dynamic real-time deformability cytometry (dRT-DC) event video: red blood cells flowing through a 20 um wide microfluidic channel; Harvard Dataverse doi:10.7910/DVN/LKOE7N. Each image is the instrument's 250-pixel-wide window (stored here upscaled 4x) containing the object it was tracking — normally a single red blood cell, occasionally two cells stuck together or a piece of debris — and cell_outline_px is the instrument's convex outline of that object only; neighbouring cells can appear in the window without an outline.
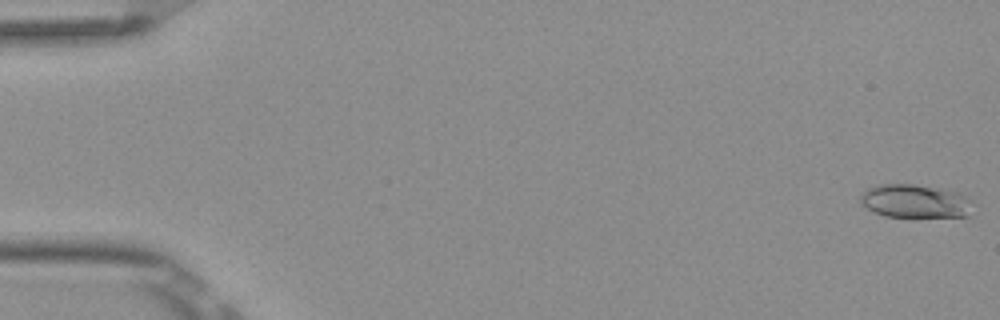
{"species": "Egyptian fruit bat (a non-hibernating species)", "species_latin": "Rousettus aegyptiacus", "temperature_condition": "room temperature", "stored_images_in_passage": 7, "camera_frame_rate_fps": 3000, "um_per_image_px": 0.085, "frame": {"image": 1, "passage_image": 1, "time_ms": 0.0, "image_size_px": [1000, 320], "cell_outline_px": [[972, 200], [968, 216], [916, 220], [884, 216], [868, 208], [860, 200], [860, 196], [868, 188], [880, 184], [912, 184], [944, 188], [956, 192]], "centroid_in_image_um": [77.82, 17.15], "position_along_channel_um": 7.2, "area_um2": 22.72}}
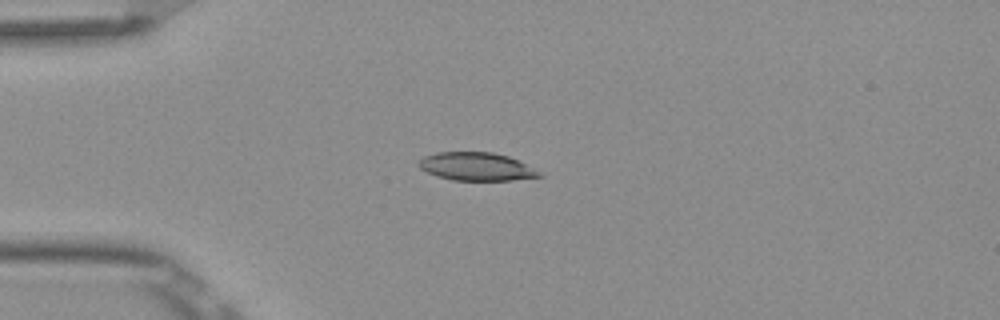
{"frame": {"image": 2, "passage_image": 5, "time_ms": 1.333, "image_size_px": [1000, 320], "cell_outline_px": [[544, 176], [512, 180], [452, 180], [428, 172], [420, 168], [416, 164], [424, 156], [436, 152], [492, 152], [508, 156], [524, 164]], "centroid_in_image_um": [40.44, 14.15], "position_along_channel_um": 44.6, "area_um2": 19.36}}
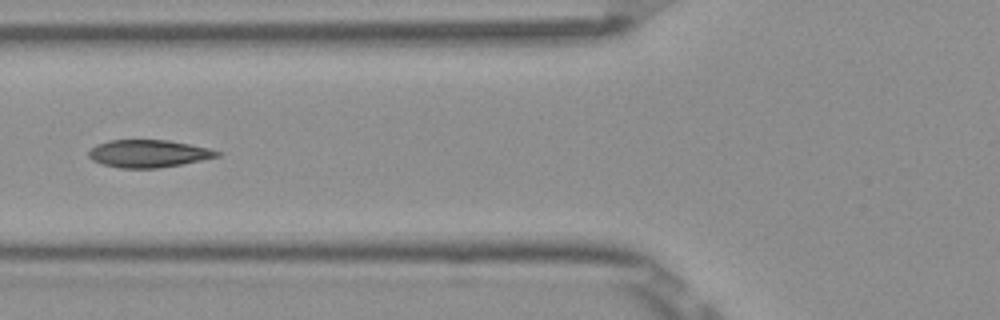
{"frame": {"image": 3, "passage_image": 7, "time_ms": 2.0, "image_size_px": [1000, 320], "cell_outline_px": [[220, 156], [180, 164], [156, 168], [120, 168], [100, 164], [92, 160], [88, 156], [88, 152], [96, 144], [108, 140], [168, 140], [208, 148], [220, 152]], "centroid_in_image_um": [12.55, 13.05], "position_along_channel_um": 113.2, "area_um2": 20.46}}